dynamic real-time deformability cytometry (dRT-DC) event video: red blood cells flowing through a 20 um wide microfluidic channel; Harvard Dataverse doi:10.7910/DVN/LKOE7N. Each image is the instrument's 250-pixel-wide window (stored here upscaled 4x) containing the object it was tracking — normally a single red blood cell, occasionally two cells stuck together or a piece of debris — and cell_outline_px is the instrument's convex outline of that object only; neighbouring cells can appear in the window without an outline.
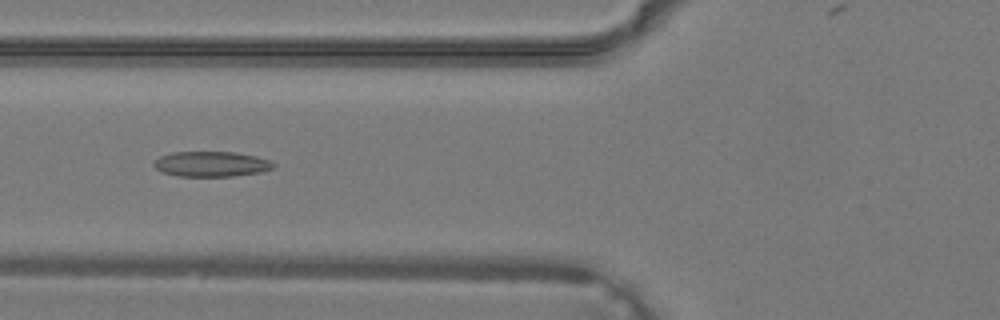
{"species": "common noctule bat (a hibernating species)", "species_latin": "Nyctalus noctula", "temperature_condition": "warm", "stored_images_in_passage": 33, "camera_frame_rate_fps": 3000, "um_per_image_px": 0.085, "animal": {"sex": "male", "body_mass_g": 19.2, "forearm_length_mm": 51.8}, "frame": {"image": 1, "passage_image": 9, "time_ms": 2.667, "image_size_px": [1000, 320], "cell_outline_px": [[276, 164], [272, 168], [260, 172], [232, 176], [176, 176], [160, 172], [152, 164], [160, 156], [172, 152], [236, 152], [256, 156], [268, 160]], "centroid_in_image_um": [17.93, 13.94], "position_along_channel_um": 107.9, "area_um2": 17.57}}
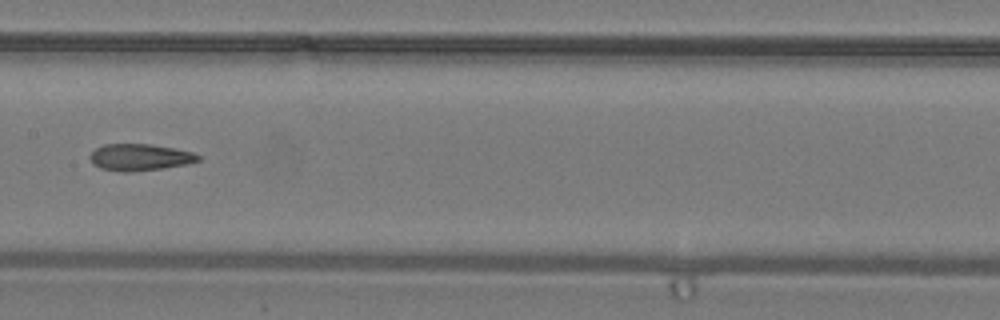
{"frame": {"image": 2, "passage_image": 14, "time_ms": 4.333, "image_size_px": [1000, 320], "cell_outline_px": [[200, 160], [184, 164], [164, 168], [132, 172], [120, 172], [100, 168], [92, 164], [88, 156], [96, 148], [104, 144], [148, 144], [172, 148], [192, 152], [200, 156]], "centroid_in_image_um": [11.82, 13.38], "position_along_channel_um": 195.6, "area_um2": 16.82}}
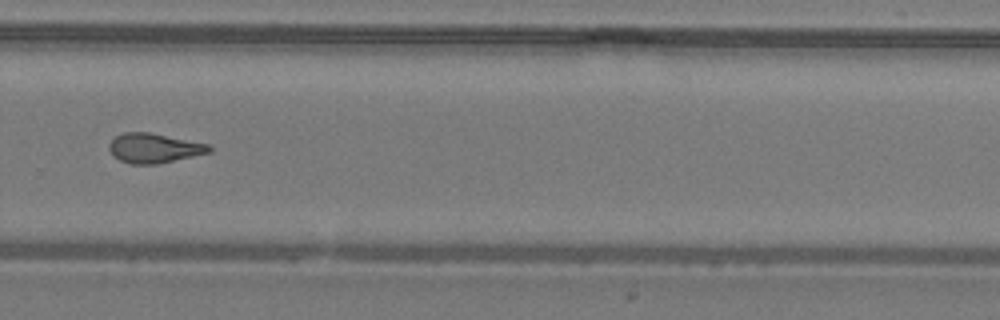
{"frame": {"image": 3, "passage_image": 21, "time_ms": 6.667, "image_size_px": [1000, 320], "cell_outline_px": [[212, 152], [156, 164], [132, 164], [120, 160], [112, 156], [108, 148], [108, 144], [116, 136], [124, 132], [148, 132], [208, 144], [212, 148]], "centroid_in_image_um": [13.07, 12.59], "position_along_channel_um": 316.7, "area_um2": 17.17}}